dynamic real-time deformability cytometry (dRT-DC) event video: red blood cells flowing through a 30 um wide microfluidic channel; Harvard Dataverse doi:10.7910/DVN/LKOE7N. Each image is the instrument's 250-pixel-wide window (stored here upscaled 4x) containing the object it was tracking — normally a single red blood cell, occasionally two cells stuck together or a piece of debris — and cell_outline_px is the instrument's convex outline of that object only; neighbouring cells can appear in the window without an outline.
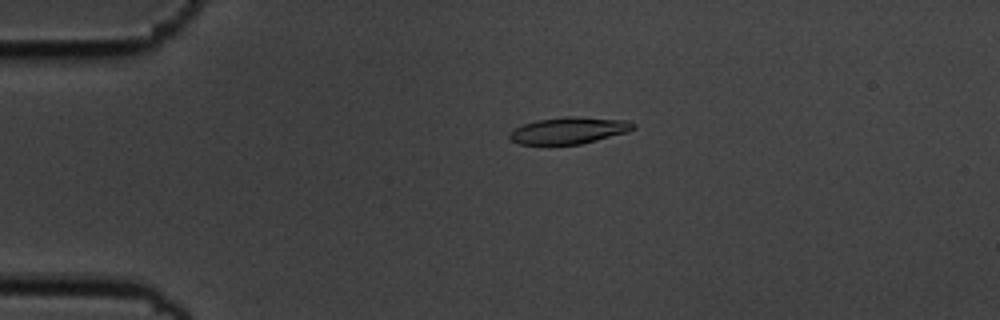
{"species": "common noctule bat (a hibernating species)", "species_latin": "Nyctalus noctula", "temperature_condition": "cold", "stored_images_in_passage": 56, "camera_frame_rate_fps": 3000, "um_per_image_px": 0.085, "animal": {"sex": "male", "body_mass_g": 19.5, "forearm_length_mm": 54.6}, "frame": {"image": 1, "passage_image": 13, "time_ms": 4.0, "image_size_px": [1000, 320], "cell_outline_px": [[636, 128], [628, 132], [580, 144], [520, 144], [512, 140], [508, 136], [508, 132], [512, 128], [536, 120], [564, 116], [580, 116], [628, 120], [636, 124]], "centroid_in_image_um": [48.37, 11.07], "position_along_channel_um": 36.6, "area_um2": 19.48}}
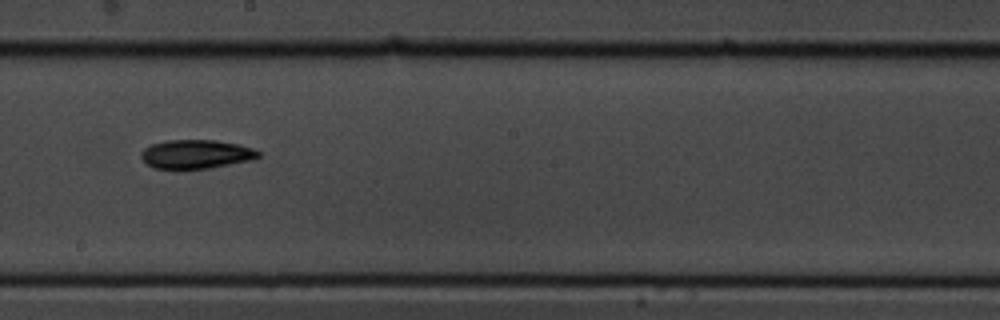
{"frame": {"image": 2, "passage_image": 32, "time_ms": 10.333, "image_size_px": [1000, 320], "cell_outline_px": [[260, 156], [252, 160], [208, 168], [180, 172], [152, 168], [140, 156], [140, 152], [144, 148], [152, 144], [164, 140], [216, 140], [236, 144], [252, 148], [260, 152]], "centroid_in_image_um": [16.6, 13.14], "position_along_channel_um": 231.6, "area_um2": 20.35}}
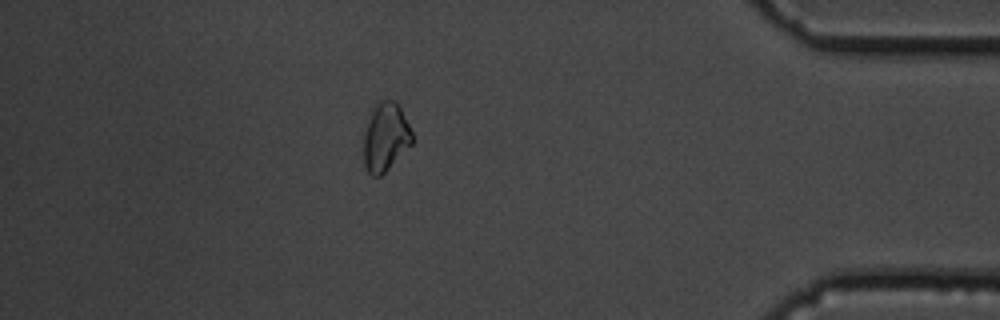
{"frame": {"image": 3, "passage_image": 49, "time_ms": 16.0, "image_size_px": [1000, 320], "cell_outline_px": [[412, 144], [380, 176], [372, 176], [368, 172], [364, 164], [364, 132], [372, 108], [380, 100], [396, 100], [412, 132]], "centroid_in_image_um": [32.76, 11.64], "position_along_channel_um": 402.4, "area_um2": 19.13}, "authors_computed_cell_mechanics": {"area_um2": 19.4208, "velocity_mm_per_s": 3.6762, "shape_relaxation_time_tau1_ms": 2.2085, "shape_relaxation_time_tau2_ms": 10.7028, "deformation_change_tau1": 0.0923, "deformation_change_tau2": 0.1929}}